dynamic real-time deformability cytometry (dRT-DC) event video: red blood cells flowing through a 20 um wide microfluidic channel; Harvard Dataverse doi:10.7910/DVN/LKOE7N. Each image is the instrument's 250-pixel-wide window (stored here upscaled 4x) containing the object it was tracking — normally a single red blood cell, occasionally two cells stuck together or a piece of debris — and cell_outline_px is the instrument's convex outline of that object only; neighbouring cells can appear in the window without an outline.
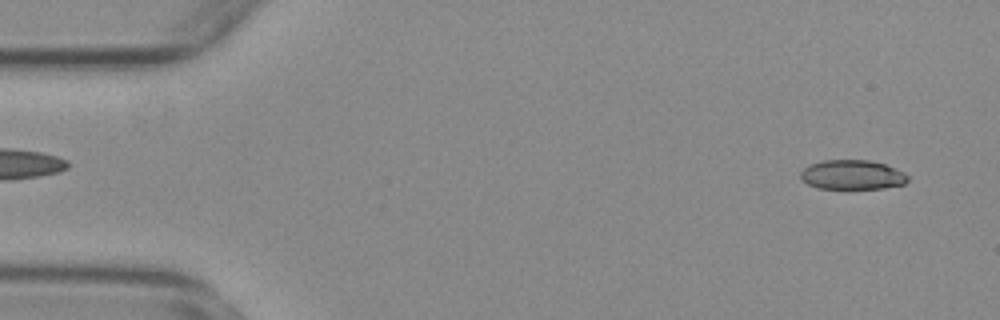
{"species": "common noctule bat (a hibernating species)", "species_latin": "Nyctalus noctula", "temperature_condition": "warm", "stored_images_in_passage": 23, "camera_frame_rate_fps": 3000, "um_per_image_px": 0.085, "animal": {"sex": "female", "body_mass_g": 29.2, "forearm_length_mm": 56.3}, "frame": {"image": 1, "passage_image": 3, "time_ms": 0.667, "image_size_px": [1000, 320], "cell_outline_px": [[908, 180], [904, 184], [884, 188], [816, 188], [808, 184], [800, 176], [800, 172], [808, 164], [824, 160], [872, 160], [884, 164], [904, 172], [908, 176]], "centroid_in_image_um": [72.43, 14.85], "position_along_channel_um": 12.6, "area_um2": 18.38}}
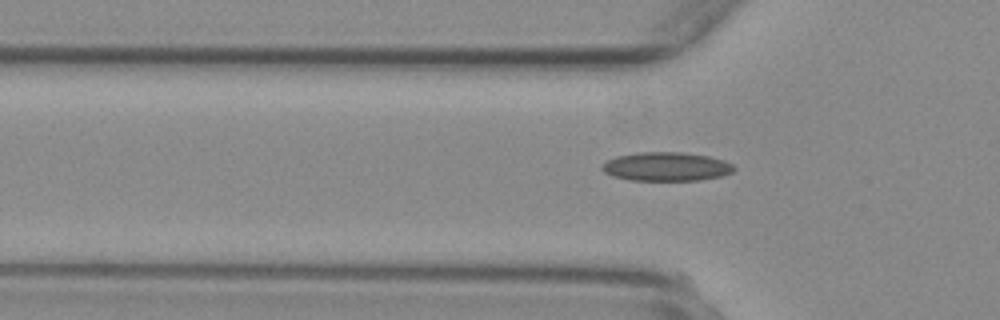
{"frame": {"image": 2, "passage_image": 17, "time_ms": 5.333, "image_size_px": [1000, 320], "cell_outline_px": [[736, 168], [732, 172], [724, 176], [700, 180], [628, 180], [612, 176], [604, 172], [600, 168], [608, 160], [616, 156], [636, 152], [684, 152], [708, 156], [724, 160], [732, 164]], "centroid_in_image_um": [56.65, 14.16], "position_along_channel_um": 69.2, "area_um2": 22.31}}
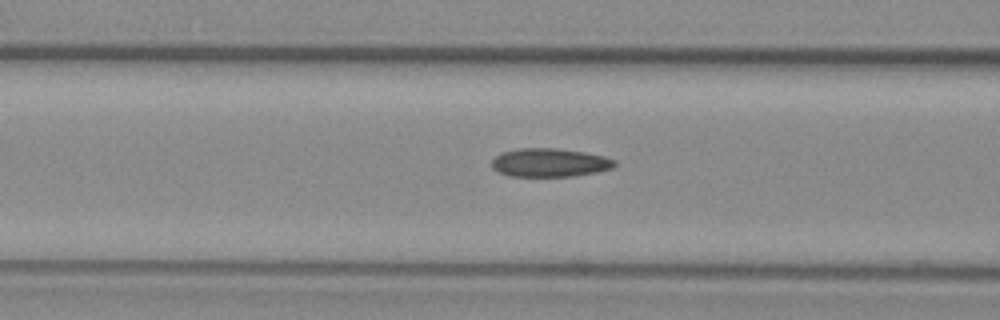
{"frame": {"image": 3, "passage_image": 21, "time_ms": 6.667, "image_size_px": [1000, 320], "cell_outline_px": [[616, 164], [612, 168], [596, 172], [576, 176], [508, 176], [492, 168], [492, 160], [500, 152], [516, 148], [556, 148], [584, 152], [604, 156], [616, 160]], "centroid_in_image_um": [46.71, 13.81], "position_along_channel_um": 119.9, "area_um2": 20.52}}